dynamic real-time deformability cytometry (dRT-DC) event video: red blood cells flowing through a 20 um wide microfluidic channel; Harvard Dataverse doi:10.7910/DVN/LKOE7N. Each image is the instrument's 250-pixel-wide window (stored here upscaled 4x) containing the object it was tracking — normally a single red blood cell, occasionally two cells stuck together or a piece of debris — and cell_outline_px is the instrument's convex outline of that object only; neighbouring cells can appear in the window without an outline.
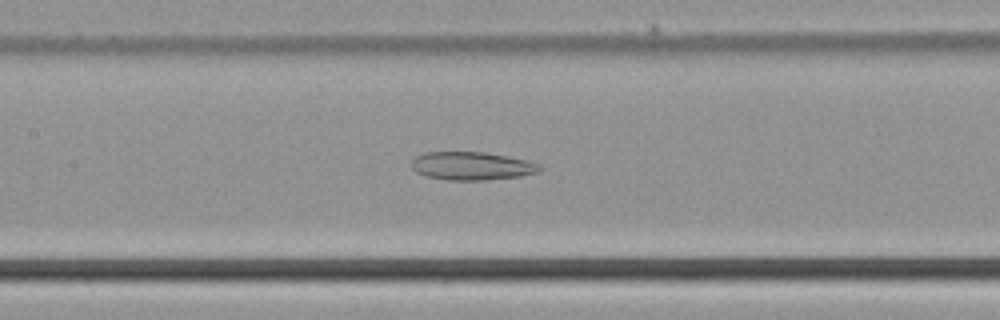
{"species": "common noctule bat (a hibernating species)", "species_latin": "Nyctalus noctula", "temperature_condition": "cold", "stored_images_in_passage": 50, "camera_frame_rate_fps": 3000, "um_per_image_px": 0.085, "animal": {"sex": "male", "body_mass_g": 21.5, "forearm_length_mm": 52.0}, "frame": {"image": 1, "passage_image": 24, "time_ms": 7.667, "image_size_px": [1000, 320], "cell_outline_px": [[540, 168], [536, 172], [520, 176], [484, 180], [448, 180], [424, 176], [416, 172], [412, 168], [412, 160], [416, 156], [424, 152], [484, 152], [508, 156], [528, 160], [540, 164]], "centroid_in_image_um": [40.07, 14.1], "position_along_channel_um": 167.3, "area_um2": 21.04}}
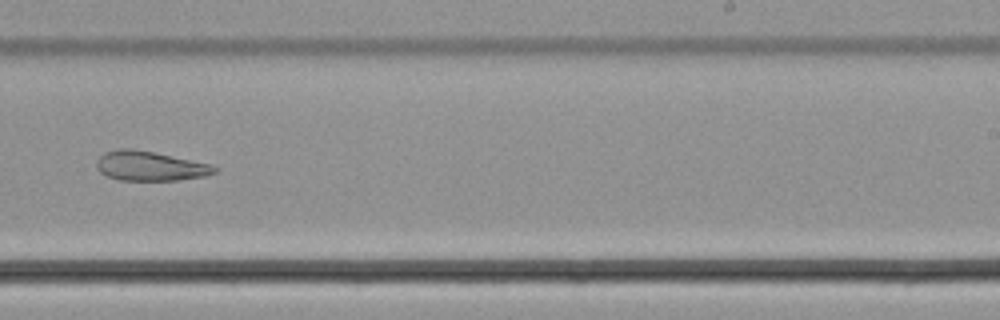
{"frame": {"image": 2, "passage_image": 32, "time_ms": 10.333, "image_size_px": [1000, 320], "cell_outline_px": [[220, 168], [216, 172], [208, 176], [180, 180], [120, 180], [108, 176], [100, 172], [96, 168], [96, 164], [100, 156], [104, 152], [120, 148], [132, 148], [212, 164]], "centroid_in_image_um": [12.79, 14.11], "position_along_channel_um": 276.2, "area_um2": 20.4}}
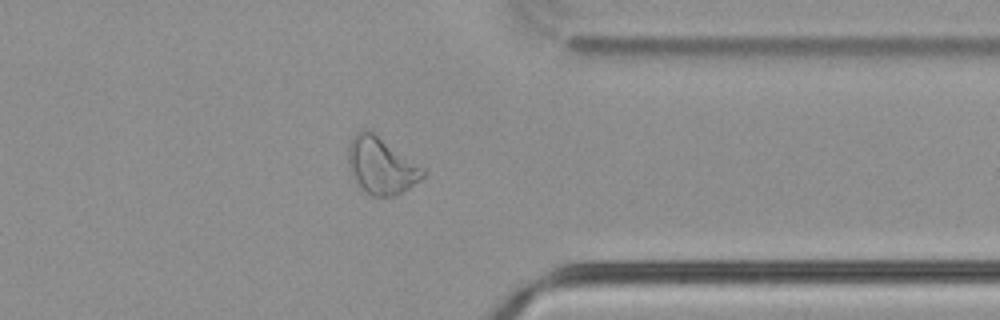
{"frame": {"image": 3, "passage_image": 40, "time_ms": 13.0, "image_size_px": [1000, 320], "cell_outline_px": [[424, 176], [420, 180], [408, 188], [392, 196], [372, 196], [364, 192], [352, 176], [348, 168], [348, 144], [352, 136], [356, 132], [364, 128], [372, 132], [424, 168]], "centroid_in_image_um": [32.35, 14.08], "position_along_channel_um": 379.1, "area_um2": 24.45}}